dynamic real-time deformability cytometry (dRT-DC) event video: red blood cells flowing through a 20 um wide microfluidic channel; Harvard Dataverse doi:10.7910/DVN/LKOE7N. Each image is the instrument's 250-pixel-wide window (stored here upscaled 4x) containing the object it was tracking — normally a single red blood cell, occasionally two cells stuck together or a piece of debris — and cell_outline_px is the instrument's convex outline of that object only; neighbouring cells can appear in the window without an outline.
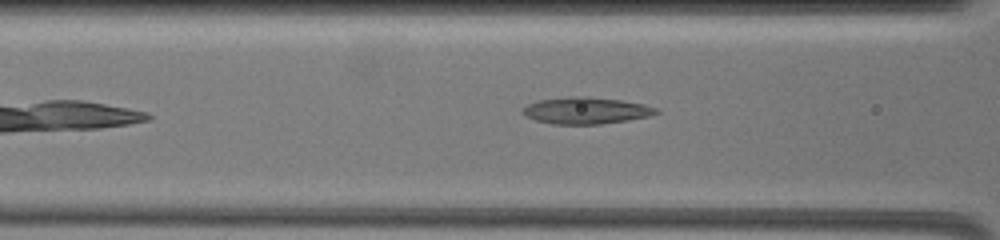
{"species": "common noctule bat (a hibernating species)", "species_latin": "Nyctalus noctula", "temperature_condition": "warm", "stored_images_in_passage": 50, "camera_frame_rate_fps": 3000, "um_per_image_px": 0.085, "animal": {"sex": "female", "body_mass_g": 19.5, "forearm_length_mm": 54.1}, "frame": {"image": 1, "passage_image": 10, "time_ms": 2.667, "image_size_px": [1000, 240], "cell_outline_px": [[660, 112], [648, 116], [628, 120], [600, 124], [552, 124], [536, 120], [524, 116], [520, 112], [520, 108], [528, 104], [540, 100], [572, 96], [588, 96], [620, 100], [644, 104], [656, 108]], "centroid_in_image_um": [49.76, 9.39], "position_along_channel_um": 116.8, "area_um2": 20.81}}
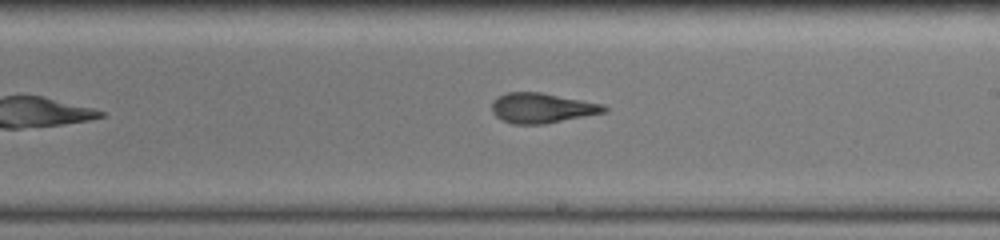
{"frame": {"image": 2, "passage_image": 25, "time_ms": 6.333, "image_size_px": [1000, 240], "cell_outline_px": [[608, 112], [540, 124], [512, 124], [496, 116], [492, 112], [492, 104], [500, 96], [508, 92], [540, 92], [604, 104], [608, 108]], "centroid_in_image_um": [46.1, 9.18], "position_along_channel_um": 242.9, "area_um2": 19.36}}
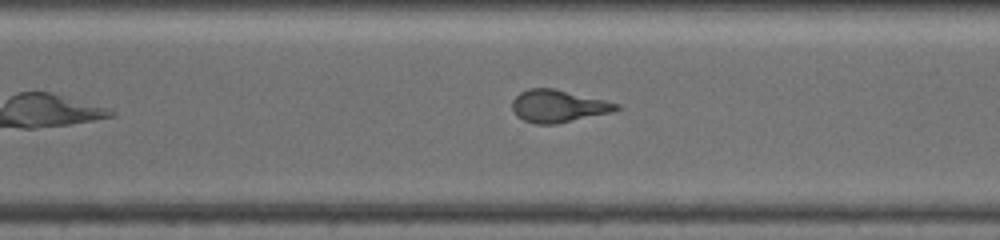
{"frame": {"image": 3, "passage_image": 33, "time_ms": 8.667, "image_size_px": [1000, 240], "cell_outline_px": [[620, 108], [612, 112], [556, 124], [536, 124], [524, 120], [516, 116], [512, 108], [512, 100], [520, 92], [528, 88], [556, 88], [620, 104]], "centroid_in_image_um": [47.43, 9.01], "position_along_channel_um": 323.2, "area_um2": 19.71}}